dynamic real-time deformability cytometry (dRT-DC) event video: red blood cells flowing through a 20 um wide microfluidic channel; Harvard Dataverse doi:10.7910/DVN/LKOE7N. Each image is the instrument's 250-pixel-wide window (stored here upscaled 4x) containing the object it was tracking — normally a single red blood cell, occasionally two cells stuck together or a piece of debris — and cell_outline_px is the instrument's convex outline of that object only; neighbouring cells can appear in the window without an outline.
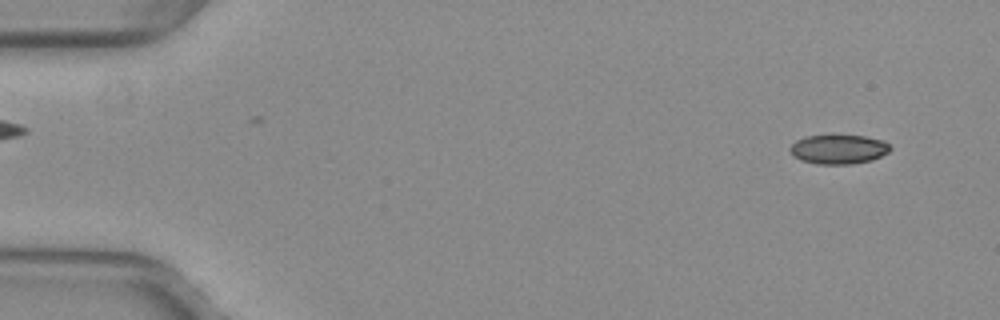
{"species": "common noctule bat (a hibernating species)", "species_latin": "Nyctalus noctula", "temperature_condition": "warm", "stored_images_in_passage": 51, "camera_frame_rate_fps": 3000, "um_per_image_px": 0.085, "animal": {"sex": "female", "body_mass_g": 29.2, "forearm_length_mm": 56.3}, "frame": {"image": 1, "passage_image": 3, "time_ms": 0.667, "image_size_px": [1000, 320], "cell_outline_px": [[892, 148], [888, 152], [872, 160], [852, 164], [816, 164], [800, 160], [788, 148], [796, 140], [804, 136], [864, 136], [884, 140]], "centroid_in_image_um": [71.29, 12.69], "position_along_channel_um": 13.7, "area_um2": 16.99}}
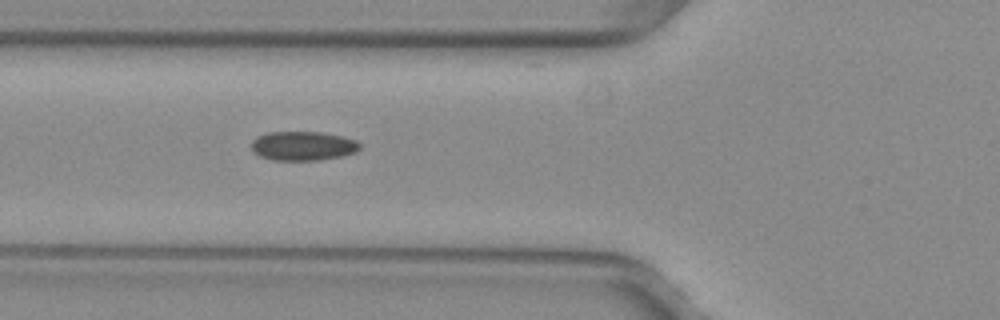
{"frame": {"image": 2, "passage_image": 19, "time_ms": 6.0, "image_size_px": [1000, 320], "cell_outline_px": [[360, 148], [356, 152], [340, 156], [320, 160], [272, 160], [260, 156], [252, 152], [252, 140], [256, 136], [268, 132], [320, 132], [344, 136], [356, 140], [360, 144]], "centroid_in_image_um": [25.74, 12.4], "position_along_channel_um": 100.1, "area_um2": 18.55}}
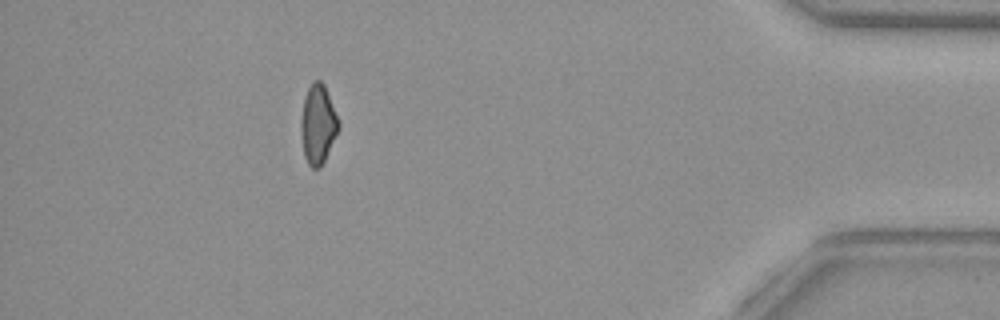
{"frame": {"image": 3, "passage_image": 46, "time_ms": 15.0, "image_size_px": [1000, 320], "cell_outline_px": [[340, 128], [320, 168], [312, 168], [308, 164], [304, 156], [300, 136], [300, 120], [304, 96], [312, 80], [320, 80], [324, 84], [340, 124]], "centroid_in_image_um": [27.0, 10.56], "position_along_channel_um": 408.2, "area_um2": 17.51}, "authors_computed_cell_mechanics": {"area_um2": 17.8602, "velocity_mm_per_s": 4.0185, "shape_relaxation_time_tau1_ms": null, "shape_relaxation_time_tau2_ms": 3.8818, "deformation_change_tau1": null, "deformation_change_tau2": 0.0839}}